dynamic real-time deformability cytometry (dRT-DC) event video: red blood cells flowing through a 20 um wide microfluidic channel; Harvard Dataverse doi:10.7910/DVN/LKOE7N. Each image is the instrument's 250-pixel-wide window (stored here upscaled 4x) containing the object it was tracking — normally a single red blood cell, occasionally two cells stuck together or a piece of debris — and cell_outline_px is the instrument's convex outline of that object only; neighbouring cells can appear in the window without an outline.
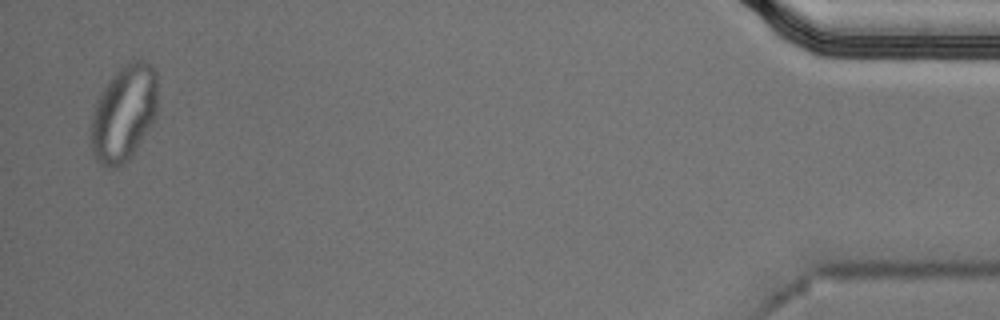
{"species": "Egyptian fruit bat (a non-hibernating species)", "species_latin": "Rousettus aegyptiacus", "temperature_condition": "cold", "stored_images_in_passage": 38, "segment_of_instrument_passage": [2, 2], "camera_frame_rate_fps": 3000, "um_per_image_px": 0.085, "animal": {"sex": "male"}, "frame": {"image": 1, "passage_image": 37, "time_ms": 12.0, "image_size_px": [1000, 320], "cell_outline_px": [[156, 116], [152, 124], [132, 156], [128, 160], [112, 168], [104, 168], [96, 160], [92, 148], [92, 116], [100, 92], [112, 76], [124, 64], [132, 60], [148, 60], [156, 68]], "centroid_in_image_um": [10.55, 9.6], "position_along_channel_um": 424.6, "area_um2": 37.28}}